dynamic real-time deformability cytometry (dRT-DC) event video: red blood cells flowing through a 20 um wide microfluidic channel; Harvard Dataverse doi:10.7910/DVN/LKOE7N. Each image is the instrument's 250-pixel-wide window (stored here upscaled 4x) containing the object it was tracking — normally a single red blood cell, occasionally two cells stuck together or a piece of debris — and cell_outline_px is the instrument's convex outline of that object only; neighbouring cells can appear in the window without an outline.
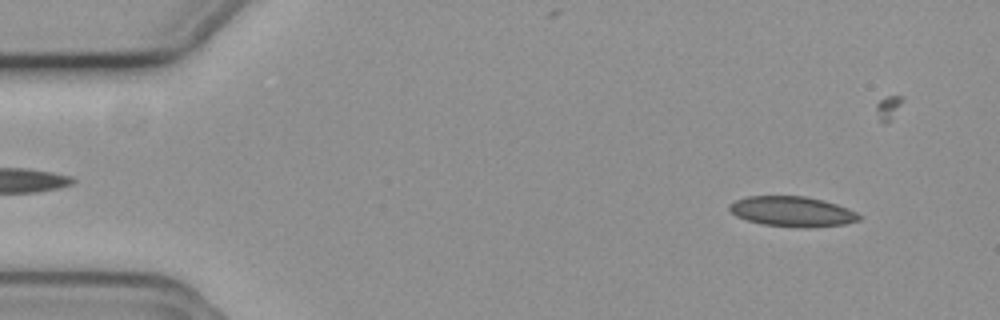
{"species": "common noctule bat (a hibernating species)", "species_latin": "Nyctalus noctula", "temperature_condition": "cold", "stored_images_in_passage": 16, "camera_frame_rate_fps": 3000, "um_per_image_px": 0.085, "animal": {"sex": "female", "body_mass_g": 19.3, "forearm_length_mm": 54.1}, "frame": {"image": 1, "passage_image": 5, "time_ms": 1.333, "image_size_px": [1000, 320], "cell_outline_px": [[864, 216], [860, 220], [844, 224], [812, 228], [804, 228], [764, 224], [748, 220], [736, 216], [728, 208], [728, 204], [736, 200], [748, 196], [804, 196], [824, 200], [848, 208]], "centroid_in_image_um": [67.38, 17.98], "position_along_channel_um": 17.6, "area_um2": 22.89}}
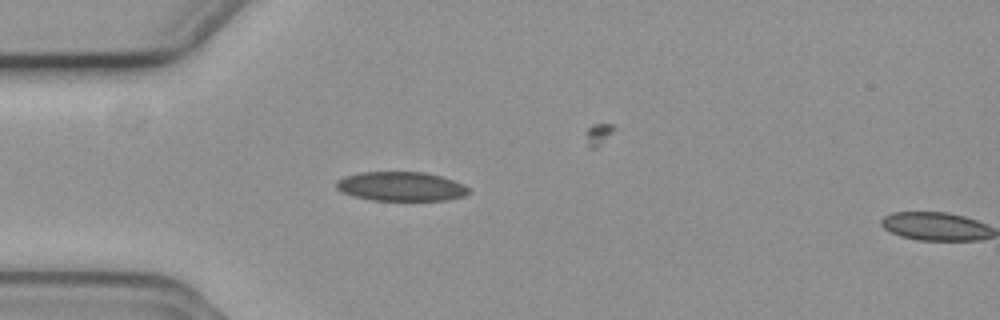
{"frame": {"image": 2, "passage_image": 15, "time_ms": 4.667, "image_size_px": [1000, 320], "cell_outline_px": [[472, 192], [464, 196], [448, 200], [372, 200], [340, 192], [336, 188], [336, 180], [344, 176], [360, 172], [424, 172], [440, 176], [464, 184]], "centroid_in_image_um": [34.09, 15.84], "position_along_channel_um": 50.9, "area_um2": 22.6}}